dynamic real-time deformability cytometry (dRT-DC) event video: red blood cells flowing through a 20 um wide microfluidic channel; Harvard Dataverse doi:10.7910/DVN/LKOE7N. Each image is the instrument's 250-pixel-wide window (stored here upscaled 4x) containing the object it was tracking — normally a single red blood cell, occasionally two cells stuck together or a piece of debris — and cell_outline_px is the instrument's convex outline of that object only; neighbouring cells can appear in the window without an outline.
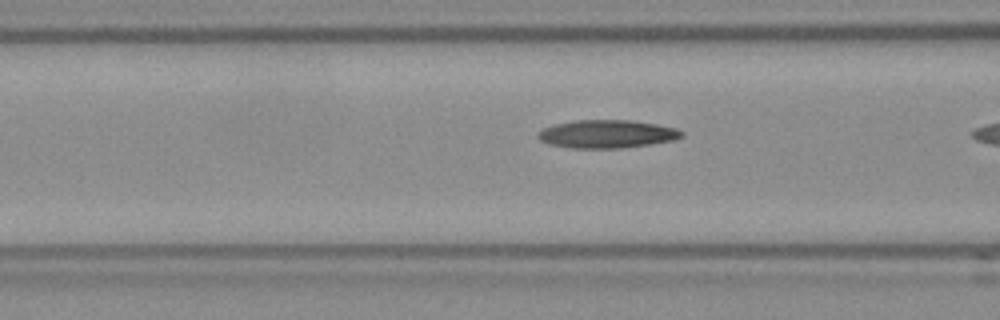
{"species": "Egyptian fruit bat (a non-hibernating species)", "species_latin": "Rousettus aegyptiacus", "temperature_condition": "room temperature", "stored_images_in_passage": 18, "camera_frame_rate_fps": 3000, "um_per_image_px": 0.085, "frame": {"image": 1, "passage_image": 17, "time_ms": 5.333, "image_size_px": [1000, 320], "cell_outline_px": [[684, 136], [672, 140], [648, 144], [620, 148], [572, 148], [548, 144], [540, 140], [536, 136], [536, 132], [552, 124], [572, 120], [632, 120], [656, 124], [676, 128], [684, 132]], "centroid_in_image_um": [51.53, 11.38], "position_along_channel_um": 115.1, "area_um2": 23.64}}